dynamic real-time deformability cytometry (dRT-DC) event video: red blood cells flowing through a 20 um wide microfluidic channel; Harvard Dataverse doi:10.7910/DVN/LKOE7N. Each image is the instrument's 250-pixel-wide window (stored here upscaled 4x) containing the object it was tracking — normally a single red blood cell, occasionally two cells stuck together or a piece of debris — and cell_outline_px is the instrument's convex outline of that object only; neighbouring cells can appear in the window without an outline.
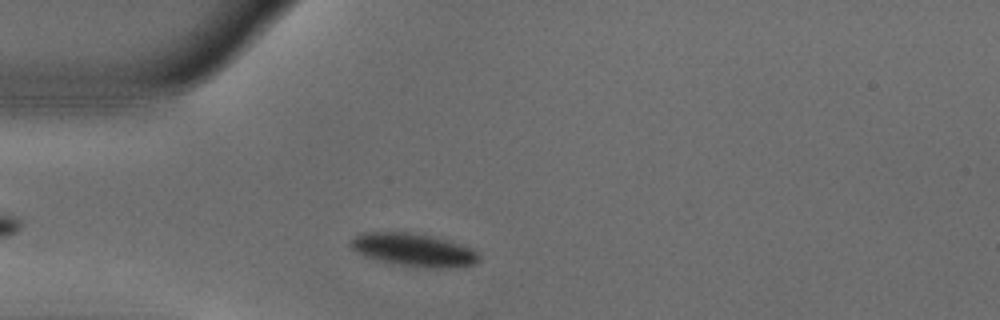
{"species": "common noctule bat (a hibernating species)", "species_latin": "Nyctalus noctula", "temperature_condition": "warm", "stored_images_in_passage": 44, "camera_frame_rate_fps": 3000, "um_per_image_px": 0.085, "animal": {"sex": "male", "body_mass_g": 18.8}, "frame": {"image": 1, "passage_image": 5, "time_ms": 1.333, "image_size_px": [1000, 320], "cell_outline_px": [[480, 260], [476, 264], [456, 268], [440, 268], [400, 264], [380, 260], [364, 256], [352, 248], [348, 244], [352, 236], [364, 232], [408, 232], [428, 236], [460, 244], [472, 248], [480, 256]], "centroid_in_image_um": [35.16, 21.23], "position_along_channel_um": 49.8, "area_um2": 24.33}}
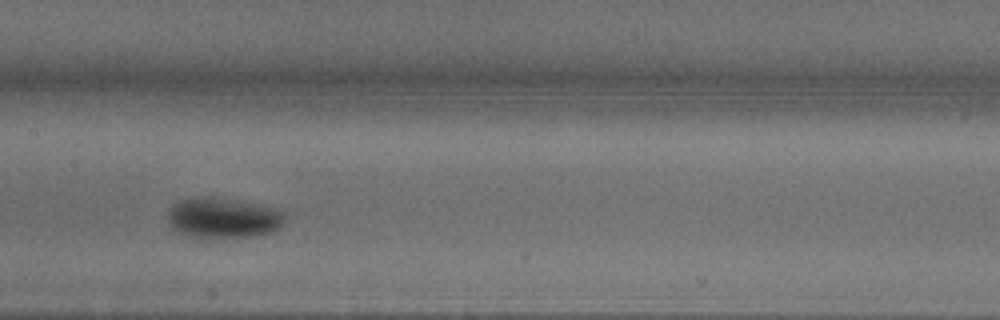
{"frame": {"image": 2, "passage_image": 17, "time_ms": 5.333, "image_size_px": [1000, 320], "cell_outline_px": [[284, 224], [280, 228], [272, 232], [256, 236], [184, 236], [172, 228], [168, 224], [168, 212], [172, 204], [180, 200], [196, 196], [212, 196], [276, 208], [284, 212]], "centroid_in_image_um": [18.94, 18.5], "position_along_channel_um": 188.5, "area_um2": 27.51}}
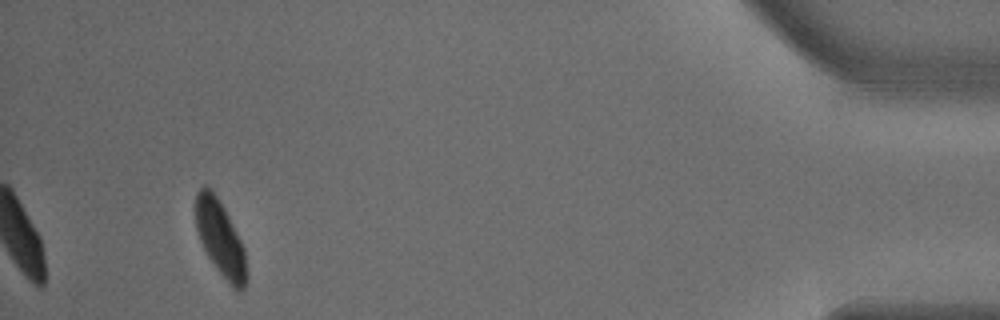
{"frame": {"image": 3, "passage_image": 41, "time_ms": 13.333, "image_size_px": [1000, 320], "cell_outline_px": [[248, 280], [244, 288], [240, 292], [232, 288], [216, 268], [208, 256], [200, 240], [196, 228], [196, 192], [204, 184], [212, 188], [224, 208], [244, 248], [248, 272]], "centroid_in_image_um": [18.75, 20.3], "position_along_channel_um": 416.5, "area_um2": 22.48}, "authors_computed_cell_mechanics": {"area_um2": 25.3164, "velocity_mm_per_s": 3.7236, "shape_relaxation_time_tau1_ms": 2.8826, "shape_relaxation_time_tau2_ms": null, "deformation_change_tau1": 0.1413, "deformation_change_tau2": null}}